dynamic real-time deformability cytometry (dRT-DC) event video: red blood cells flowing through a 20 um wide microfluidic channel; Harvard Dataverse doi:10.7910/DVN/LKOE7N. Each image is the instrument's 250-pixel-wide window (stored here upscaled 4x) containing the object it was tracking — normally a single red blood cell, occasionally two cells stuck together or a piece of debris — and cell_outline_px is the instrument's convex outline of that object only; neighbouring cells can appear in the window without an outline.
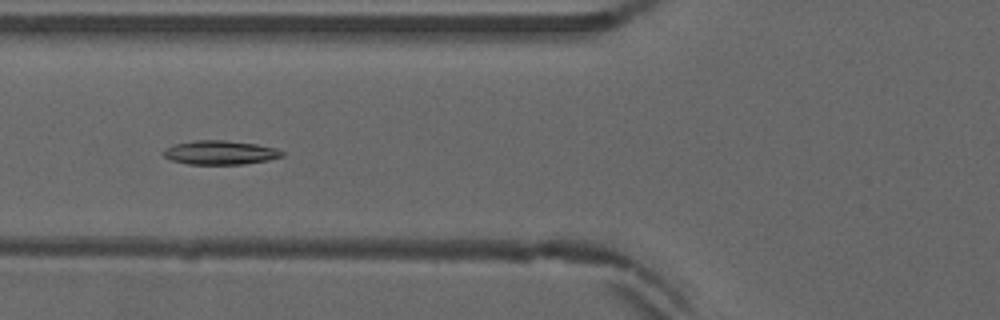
{"species": "common noctule bat (a hibernating species)", "species_latin": "Nyctalus noctula", "temperature_condition": "warm", "stored_images_in_passage": 38, "camera_frame_rate_fps": 3000, "um_per_image_px": 0.085, "animal": {"sex": "male", "forearm_length_mm": 52.5}, "frame": {"image": 1, "passage_image": 6, "time_ms": 1.667, "image_size_px": [1000, 320], "cell_outline_px": [[284, 156], [268, 160], [244, 164], [188, 164], [172, 160], [164, 156], [160, 152], [164, 148], [172, 144], [196, 140], [224, 140], [256, 144], [276, 148], [284, 152]], "centroid_in_image_um": [18.68, 12.96], "position_along_channel_um": 107.1, "area_um2": 16.7}}
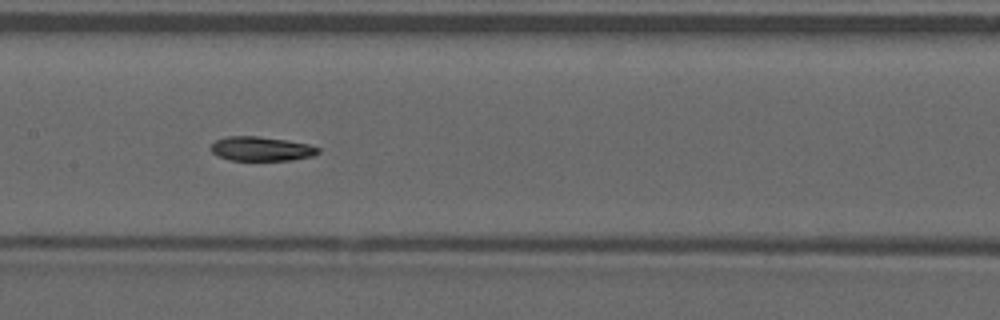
{"frame": {"image": 2, "passage_image": 12, "time_ms": 3.667, "image_size_px": [1000, 320], "cell_outline_px": [[320, 152], [312, 156], [292, 160], [228, 160], [212, 152], [208, 148], [216, 140], [228, 136], [256, 136], [284, 140], [308, 144], [320, 148]], "centroid_in_image_um": [22.19, 12.65], "position_along_channel_um": 185.2, "area_um2": 15.09}}
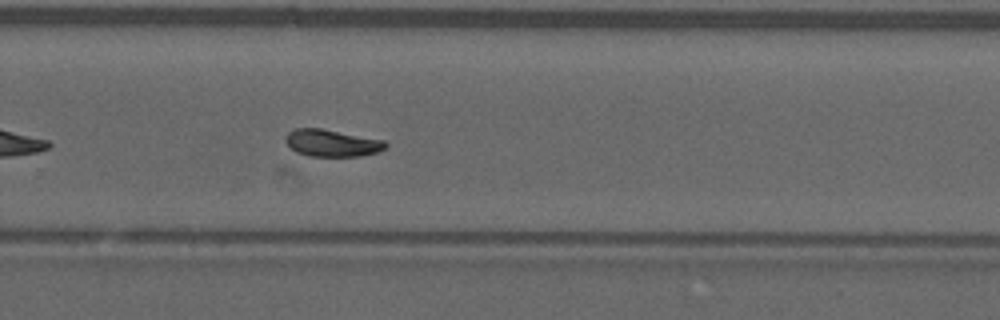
{"frame": {"image": 3, "passage_image": 21, "time_ms": 6.667, "image_size_px": [1000, 320], "cell_outline_px": [[388, 144], [380, 152], [360, 156], [308, 156], [296, 152], [284, 140], [284, 136], [288, 132], [296, 128], [320, 128], [384, 140]], "centroid_in_image_um": [28.2, 12.16], "position_along_channel_um": 301.6, "area_um2": 15.78}, "authors_computed_cell_mechanics": {"area_um2": 15.7216, "velocity_mm_per_s": 3.9019, "shape_relaxation_time_tau1_ms": null, "shape_relaxation_time_tau2_ms": 3.5976, "deformation_change_tau1": null, "deformation_change_tau2": 0.0864}}